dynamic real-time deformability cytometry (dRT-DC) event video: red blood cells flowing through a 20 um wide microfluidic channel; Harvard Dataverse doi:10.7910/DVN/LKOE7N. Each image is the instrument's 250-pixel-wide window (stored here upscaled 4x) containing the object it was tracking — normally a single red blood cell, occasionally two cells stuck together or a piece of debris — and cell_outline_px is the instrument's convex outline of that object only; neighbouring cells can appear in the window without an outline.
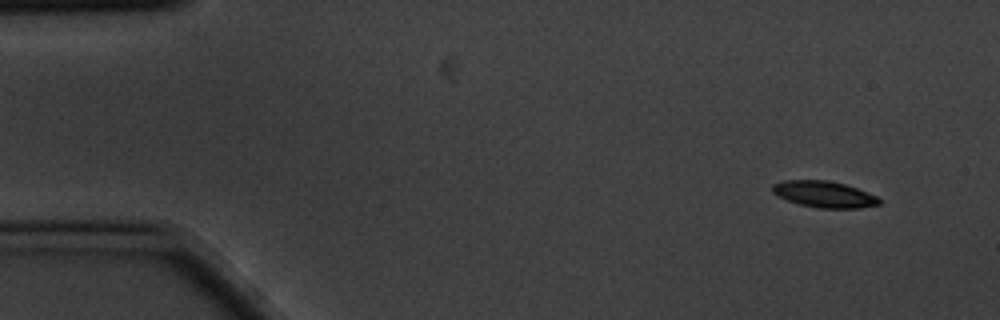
{"species": "common noctule bat (a hibernating species)", "species_latin": "Nyctalus noctula", "temperature_condition": "cold", "stored_images_in_passage": 5, "camera_frame_rate_fps": 3000, "um_per_image_px": 0.085, "animal": {"sex": "male", "body_mass_g": 20.1, "forearm_length_mm": 53.5}, "frame": {"image": 1, "passage_image": 1, "time_ms": 0.0, "image_size_px": [1000, 320], "cell_outline_px": [[880, 204], [860, 208], [820, 208], [800, 204], [788, 200], [772, 192], [772, 184], [784, 180], [828, 180], [844, 184], [856, 188], [876, 196], [880, 200]], "centroid_in_image_um": [70.04, 16.51], "position_along_channel_um": 15.0, "area_um2": 16.18}}
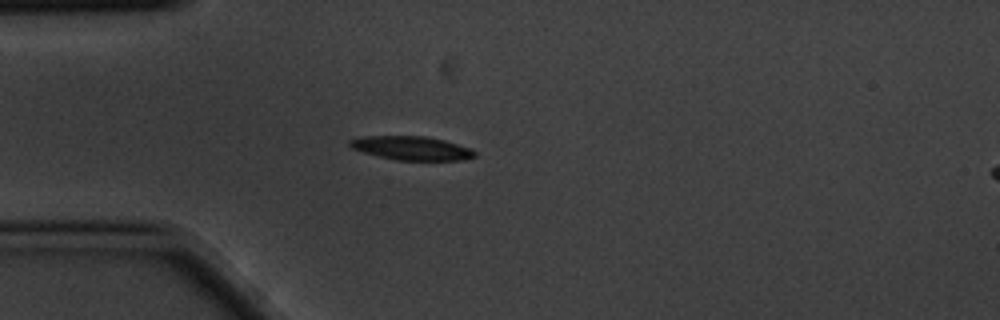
{"frame": {"image": 2, "passage_image": 4, "time_ms": 1.0, "image_size_px": [1000, 320], "cell_outline_px": [[476, 156], [460, 160], [396, 160], [364, 152], [352, 148], [348, 144], [348, 140], [364, 136], [428, 136], [444, 140], [472, 148], [476, 152]], "centroid_in_image_um": [35.01, 12.58], "position_along_channel_um": 50.0, "area_um2": 17.28}}